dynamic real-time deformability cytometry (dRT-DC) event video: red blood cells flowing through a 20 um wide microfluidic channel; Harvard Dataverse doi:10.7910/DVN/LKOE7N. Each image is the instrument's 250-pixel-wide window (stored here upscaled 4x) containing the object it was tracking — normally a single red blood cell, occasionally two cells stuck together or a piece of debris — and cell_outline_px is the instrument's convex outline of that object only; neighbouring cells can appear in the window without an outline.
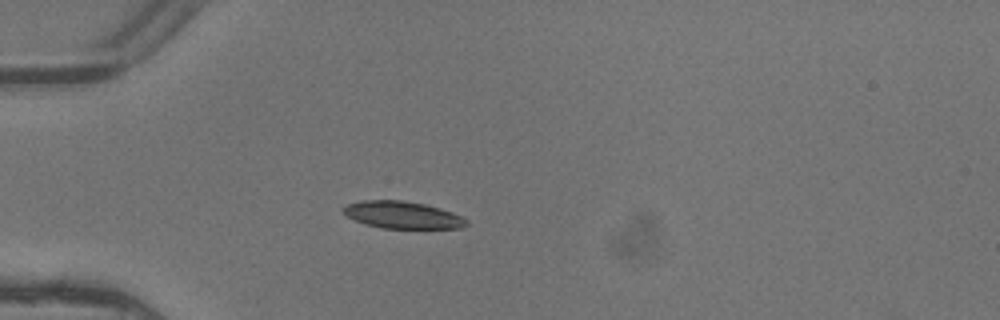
{"species": "common noctule bat (a hibernating species)", "species_latin": "Nyctalus noctula", "temperature_condition": "warm", "stored_images_in_passage": 5, "camera_frame_rate_fps": 3000, "um_per_image_px": 0.085, "animal": {"sex": "female"}, "frame": {"image": 1, "passage_image": 4, "time_ms": 1.0, "image_size_px": [1000, 320], "cell_outline_px": [[468, 224], [460, 228], [384, 228], [364, 224], [348, 216], [340, 208], [348, 204], [360, 200], [400, 200], [424, 204], [452, 212], [468, 220]], "centroid_in_image_um": [34.19, 18.27], "position_along_channel_um": 50.8, "area_um2": 19.31}}